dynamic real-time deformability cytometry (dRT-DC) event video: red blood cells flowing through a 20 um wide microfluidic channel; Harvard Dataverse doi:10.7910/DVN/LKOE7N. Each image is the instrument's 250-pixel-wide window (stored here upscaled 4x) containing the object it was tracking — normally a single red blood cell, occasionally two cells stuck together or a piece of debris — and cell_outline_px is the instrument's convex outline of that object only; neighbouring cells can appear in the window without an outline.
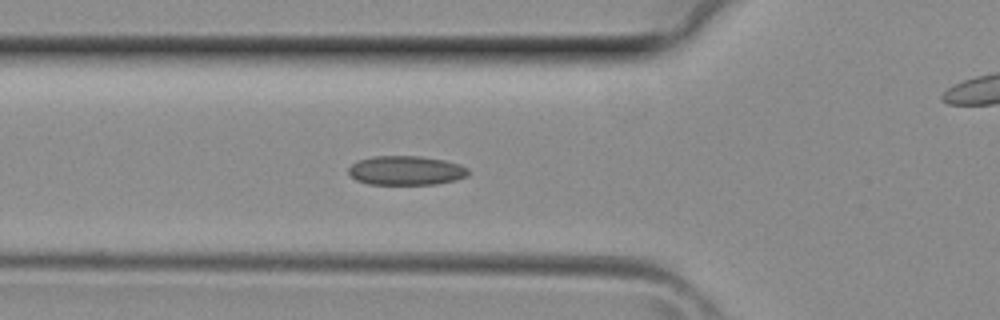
{"species": "common noctule bat (a hibernating species)", "species_latin": "Nyctalus noctula", "temperature_condition": "room temperature", "stored_images_in_passage": 29, "camera_frame_rate_fps": 3000, "um_per_image_px": 0.085, "animal": {"sex": "female", "body_mass_g": 29.2, "forearm_length_mm": 56.3}, "frame": {"image": 1, "passage_image": 3, "time_ms": 0.667, "image_size_px": [1000, 320], "cell_outline_px": [[468, 176], [456, 180], [436, 184], [368, 184], [356, 180], [348, 172], [348, 168], [356, 160], [372, 156], [420, 156], [444, 160], [460, 164], [468, 168]], "centroid_in_image_um": [34.51, 14.49], "position_along_channel_um": 91.3, "area_um2": 20.52}}
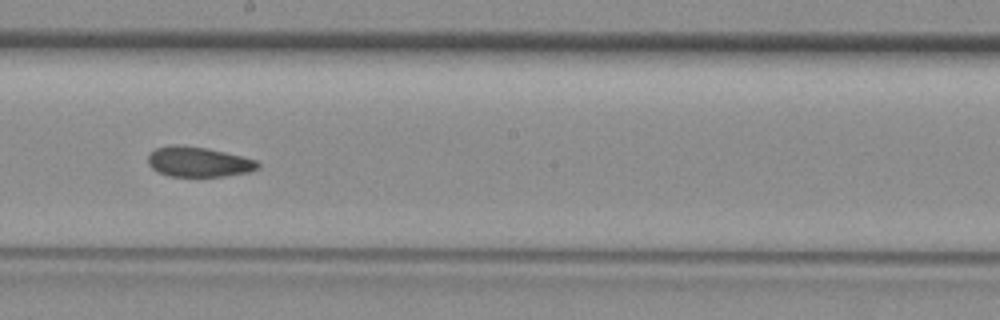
{"frame": {"image": 2, "passage_image": 11, "time_ms": 3.333, "image_size_px": [1000, 320], "cell_outline_px": [[260, 168], [248, 172], [224, 176], [168, 176], [152, 168], [148, 164], [148, 156], [156, 148], [176, 144], [204, 148], [224, 152], [256, 160], [260, 164]], "centroid_in_image_um": [16.87, 13.76], "position_along_channel_um": 231.3, "area_um2": 18.96}}
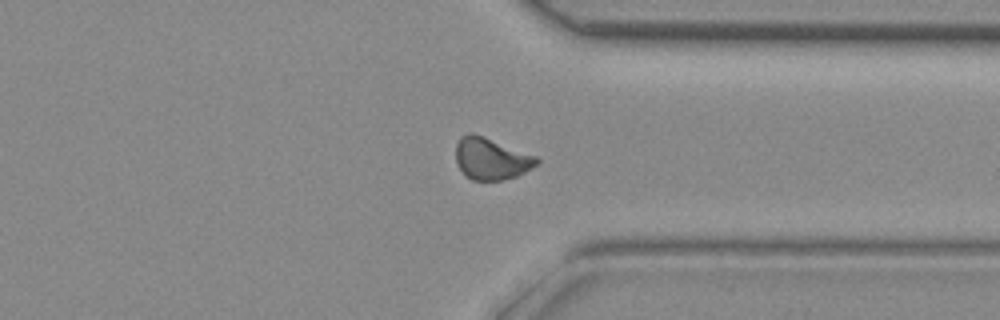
{"frame": {"image": 3, "passage_image": 19, "time_ms": 6.0, "image_size_px": [1000, 320], "cell_outline_px": [[540, 160], [536, 164], [524, 172], [516, 176], [504, 180], [472, 180], [460, 168], [456, 160], [456, 144], [460, 136], [468, 132], [472, 132], [484, 136], [536, 156]], "centroid_in_image_um": [41.73, 13.47], "position_along_channel_um": 369.7, "area_um2": 19.54}}